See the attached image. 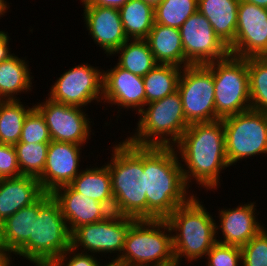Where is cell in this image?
<instances>
[{
	"label": "cell",
	"mask_w": 267,
	"mask_h": 266,
	"mask_svg": "<svg viewBox=\"0 0 267 266\" xmlns=\"http://www.w3.org/2000/svg\"><path fill=\"white\" fill-rule=\"evenodd\" d=\"M178 92L189 124L219 120L215 109L212 69L207 64L183 67Z\"/></svg>",
	"instance_id": "cell-10"
},
{
	"label": "cell",
	"mask_w": 267,
	"mask_h": 266,
	"mask_svg": "<svg viewBox=\"0 0 267 266\" xmlns=\"http://www.w3.org/2000/svg\"><path fill=\"white\" fill-rule=\"evenodd\" d=\"M28 62L17 55L0 62V100H20L16 95L32 88V74Z\"/></svg>",
	"instance_id": "cell-25"
},
{
	"label": "cell",
	"mask_w": 267,
	"mask_h": 266,
	"mask_svg": "<svg viewBox=\"0 0 267 266\" xmlns=\"http://www.w3.org/2000/svg\"><path fill=\"white\" fill-rule=\"evenodd\" d=\"M26 107V108H25ZM34 108L24 106L20 100H0V143L15 145L19 142L23 122Z\"/></svg>",
	"instance_id": "cell-30"
},
{
	"label": "cell",
	"mask_w": 267,
	"mask_h": 266,
	"mask_svg": "<svg viewBox=\"0 0 267 266\" xmlns=\"http://www.w3.org/2000/svg\"><path fill=\"white\" fill-rule=\"evenodd\" d=\"M21 176L14 145L0 143V179Z\"/></svg>",
	"instance_id": "cell-39"
},
{
	"label": "cell",
	"mask_w": 267,
	"mask_h": 266,
	"mask_svg": "<svg viewBox=\"0 0 267 266\" xmlns=\"http://www.w3.org/2000/svg\"><path fill=\"white\" fill-rule=\"evenodd\" d=\"M123 30L128 39H146L155 23L154 7L143 0H129L120 9Z\"/></svg>",
	"instance_id": "cell-26"
},
{
	"label": "cell",
	"mask_w": 267,
	"mask_h": 266,
	"mask_svg": "<svg viewBox=\"0 0 267 266\" xmlns=\"http://www.w3.org/2000/svg\"><path fill=\"white\" fill-rule=\"evenodd\" d=\"M98 68L82 63L66 70L50 87L49 98L81 108L93 100L100 102L103 97V70Z\"/></svg>",
	"instance_id": "cell-11"
},
{
	"label": "cell",
	"mask_w": 267,
	"mask_h": 266,
	"mask_svg": "<svg viewBox=\"0 0 267 266\" xmlns=\"http://www.w3.org/2000/svg\"><path fill=\"white\" fill-rule=\"evenodd\" d=\"M48 126L42 114L34 107L25 117L19 142L50 143Z\"/></svg>",
	"instance_id": "cell-34"
},
{
	"label": "cell",
	"mask_w": 267,
	"mask_h": 266,
	"mask_svg": "<svg viewBox=\"0 0 267 266\" xmlns=\"http://www.w3.org/2000/svg\"><path fill=\"white\" fill-rule=\"evenodd\" d=\"M228 49L241 58L267 56V9L239 1L235 39Z\"/></svg>",
	"instance_id": "cell-15"
},
{
	"label": "cell",
	"mask_w": 267,
	"mask_h": 266,
	"mask_svg": "<svg viewBox=\"0 0 267 266\" xmlns=\"http://www.w3.org/2000/svg\"><path fill=\"white\" fill-rule=\"evenodd\" d=\"M51 195L58 202L71 233L81 225L100 221V202L74 191L69 185L55 189Z\"/></svg>",
	"instance_id": "cell-21"
},
{
	"label": "cell",
	"mask_w": 267,
	"mask_h": 266,
	"mask_svg": "<svg viewBox=\"0 0 267 266\" xmlns=\"http://www.w3.org/2000/svg\"><path fill=\"white\" fill-rule=\"evenodd\" d=\"M83 6H101L120 9L129 0H81Z\"/></svg>",
	"instance_id": "cell-40"
},
{
	"label": "cell",
	"mask_w": 267,
	"mask_h": 266,
	"mask_svg": "<svg viewBox=\"0 0 267 266\" xmlns=\"http://www.w3.org/2000/svg\"><path fill=\"white\" fill-rule=\"evenodd\" d=\"M207 266H242L241 247L216 242L208 251Z\"/></svg>",
	"instance_id": "cell-36"
},
{
	"label": "cell",
	"mask_w": 267,
	"mask_h": 266,
	"mask_svg": "<svg viewBox=\"0 0 267 266\" xmlns=\"http://www.w3.org/2000/svg\"><path fill=\"white\" fill-rule=\"evenodd\" d=\"M155 23L180 28L196 11L198 0H162L155 8Z\"/></svg>",
	"instance_id": "cell-32"
},
{
	"label": "cell",
	"mask_w": 267,
	"mask_h": 266,
	"mask_svg": "<svg viewBox=\"0 0 267 266\" xmlns=\"http://www.w3.org/2000/svg\"><path fill=\"white\" fill-rule=\"evenodd\" d=\"M137 220L130 217L126 221L101 220L81 225L71 233V247L78 251L81 248V252L86 251L90 254L116 253L117 257L111 260V262H116L123 251L127 234Z\"/></svg>",
	"instance_id": "cell-14"
},
{
	"label": "cell",
	"mask_w": 267,
	"mask_h": 266,
	"mask_svg": "<svg viewBox=\"0 0 267 266\" xmlns=\"http://www.w3.org/2000/svg\"><path fill=\"white\" fill-rule=\"evenodd\" d=\"M84 22L88 35L104 50L107 56L120 48L127 40L119 9L101 6H83ZM109 54V55H108Z\"/></svg>",
	"instance_id": "cell-18"
},
{
	"label": "cell",
	"mask_w": 267,
	"mask_h": 266,
	"mask_svg": "<svg viewBox=\"0 0 267 266\" xmlns=\"http://www.w3.org/2000/svg\"><path fill=\"white\" fill-rule=\"evenodd\" d=\"M8 32L0 31V62L9 59L14 53L11 54L9 48V36Z\"/></svg>",
	"instance_id": "cell-41"
},
{
	"label": "cell",
	"mask_w": 267,
	"mask_h": 266,
	"mask_svg": "<svg viewBox=\"0 0 267 266\" xmlns=\"http://www.w3.org/2000/svg\"><path fill=\"white\" fill-rule=\"evenodd\" d=\"M254 203L250 201L233 209L219 210L218 217L221 223H216L215 226L217 242L242 247L264 228L256 218L258 216H256L257 209ZM218 229L222 231L223 240L217 239Z\"/></svg>",
	"instance_id": "cell-19"
},
{
	"label": "cell",
	"mask_w": 267,
	"mask_h": 266,
	"mask_svg": "<svg viewBox=\"0 0 267 266\" xmlns=\"http://www.w3.org/2000/svg\"><path fill=\"white\" fill-rule=\"evenodd\" d=\"M174 147L143 146L147 219H166L194 194L187 193Z\"/></svg>",
	"instance_id": "cell-2"
},
{
	"label": "cell",
	"mask_w": 267,
	"mask_h": 266,
	"mask_svg": "<svg viewBox=\"0 0 267 266\" xmlns=\"http://www.w3.org/2000/svg\"><path fill=\"white\" fill-rule=\"evenodd\" d=\"M112 149L111 161L106 164L111 174L112 194L120 199L129 217L147 219L143 146L125 139Z\"/></svg>",
	"instance_id": "cell-5"
},
{
	"label": "cell",
	"mask_w": 267,
	"mask_h": 266,
	"mask_svg": "<svg viewBox=\"0 0 267 266\" xmlns=\"http://www.w3.org/2000/svg\"><path fill=\"white\" fill-rule=\"evenodd\" d=\"M81 147L82 145L60 141L49 143L45 167L38 178L45 193L69 185L79 175Z\"/></svg>",
	"instance_id": "cell-16"
},
{
	"label": "cell",
	"mask_w": 267,
	"mask_h": 266,
	"mask_svg": "<svg viewBox=\"0 0 267 266\" xmlns=\"http://www.w3.org/2000/svg\"><path fill=\"white\" fill-rule=\"evenodd\" d=\"M137 128L126 140L136 146L174 147L189 127L180 93L168 95L145 105Z\"/></svg>",
	"instance_id": "cell-6"
},
{
	"label": "cell",
	"mask_w": 267,
	"mask_h": 266,
	"mask_svg": "<svg viewBox=\"0 0 267 266\" xmlns=\"http://www.w3.org/2000/svg\"><path fill=\"white\" fill-rule=\"evenodd\" d=\"M185 66L205 65L226 58L228 47L219 39L207 18L196 11L179 28Z\"/></svg>",
	"instance_id": "cell-12"
},
{
	"label": "cell",
	"mask_w": 267,
	"mask_h": 266,
	"mask_svg": "<svg viewBox=\"0 0 267 266\" xmlns=\"http://www.w3.org/2000/svg\"><path fill=\"white\" fill-rule=\"evenodd\" d=\"M114 266H131V265H126V264H121L118 262H114Z\"/></svg>",
	"instance_id": "cell-46"
},
{
	"label": "cell",
	"mask_w": 267,
	"mask_h": 266,
	"mask_svg": "<svg viewBox=\"0 0 267 266\" xmlns=\"http://www.w3.org/2000/svg\"><path fill=\"white\" fill-rule=\"evenodd\" d=\"M97 259L94 254L77 252L73 247H70L50 266H102Z\"/></svg>",
	"instance_id": "cell-38"
},
{
	"label": "cell",
	"mask_w": 267,
	"mask_h": 266,
	"mask_svg": "<svg viewBox=\"0 0 267 266\" xmlns=\"http://www.w3.org/2000/svg\"><path fill=\"white\" fill-rule=\"evenodd\" d=\"M146 3L152 5L154 8L162 2V0H143Z\"/></svg>",
	"instance_id": "cell-45"
},
{
	"label": "cell",
	"mask_w": 267,
	"mask_h": 266,
	"mask_svg": "<svg viewBox=\"0 0 267 266\" xmlns=\"http://www.w3.org/2000/svg\"><path fill=\"white\" fill-rule=\"evenodd\" d=\"M207 65L213 74L216 116L223 119L251 109L247 58L229 54Z\"/></svg>",
	"instance_id": "cell-8"
},
{
	"label": "cell",
	"mask_w": 267,
	"mask_h": 266,
	"mask_svg": "<svg viewBox=\"0 0 267 266\" xmlns=\"http://www.w3.org/2000/svg\"><path fill=\"white\" fill-rule=\"evenodd\" d=\"M76 192L101 202L112 194L111 174L107 165L81 170L69 184Z\"/></svg>",
	"instance_id": "cell-29"
},
{
	"label": "cell",
	"mask_w": 267,
	"mask_h": 266,
	"mask_svg": "<svg viewBox=\"0 0 267 266\" xmlns=\"http://www.w3.org/2000/svg\"><path fill=\"white\" fill-rule=\"evenodd\" d=\"M46 98L34 107L44 117L51 140L82 146L88 143L87 140L91 138V123L83 108Z\"/></svg>",
	"instance_id": "cell-13"
},
{
	"label": "cell",
	"mask_w": 267,
	"mask_h": 266,
	"mask_svg": "<svg viewBox=\"0 0 267 266\" xmlns=\"http://www.w3.org/2000/svg\"><path fill=\"white\" fill-rule=\"evenodd\" d=\"M230 166L244 158L267 154V114L249 109L222 119ZM250 156V157H249Z\"/></svg>",
	"instance_id": "cell-9"
},
{
	"label": "cell",
	"mask_w": 267,
	"mask_h": 266,
	"mask_svg": "<svg viewBox=\"0 0 267 266\" xmlns=\"http://www.w3.org/2000/svg\"><path fill=\"white\" fill-rule=\"evenodd\" d=\"M181 73V67L169 64H157L143 77L145 105L178 91Z\"/></svg>",
	"instance_id": "cell-28"
},
{
	"label": "cell",
	"mask_w": 267,
	"mask_h": 266,
	"mask_svg": "<svg viewBox=\"0 0 267 266\" xmlns=\"http://www.w3.org/2000/svg\"><path fill=\"white\" fill-rule=\"evenodd\" d=\"M106 264H107V265H105V264L103 265V264H102V266H114V262H109V263H106Z\"/></svg>",
	"instance_id": "cell-47"
},
{
	"label": "cell",
	"mask_w": 267,
	"mask_h": 266,
	"mask_svg": "<svg viewBox=\"0 0 267 266\" xmlns=\"http://www.w3.org/2000/svg\"><path fill=\"white\" fill-rule=\"evenodd\" d=\"M38 200L23 207L0 224V245L12 254L33 237L34 220L37 219Z\"/></svg>",
	"instance_id": "cell-24"
},
{
	"label": "cell",
	"mask_w": 267,
	"mask_h": 266,
	"mask_svg": "<svg viewBox=\"0 0 267 266\" xmlns=\"http://www.w3.org/2000/svg\"><path fill=\"white\" fill-rule=\"evenodd\" d=\"M146 40L157 64L185 67L184 50L178 28L154 23Z\"/></svg>",
	"instance_id": "cell-23"
},
{
	"label": "cell",
	"mask_w": 267,
	"mask_h": 266,
	"mask_svg": "<svg viewBox=\"0 0 267 266\" xmlns=\"http://www.w3.org/2000/svg\"><path fill=\"white\" fill-rule=\"evenodd\" d=\"M172 234L166 219L137 220L116 262L131 266H176Z\"/></svg>",
	"instance_id": "cell-7"
},
{
	"label": "cell",
	"mask_w": 267,
	"mask_h": 266,
	"mask_svg": "<svg viewBox=\"0 0 267 266\" xmlns=\"http://www.w3.org/2000/svg\"><path fill=\"white\" fill-rule=\"evenodd\" d=\"M49 143H22L14 145L21 175L39 178L44 170Z\"/></svg>",
	"instance_id": "cell-33"
},
{
	"label": "cell",
	"mask_w": 267,
	"mask_h": 266,
	"mask_svg": "<svg viewBox=\"0 0 267 266\" xmlns=\"http://www.w3.org/2000/svg\"><path fill=\"white\" fill-rule=\"evenodd\" d=\"M240 0H198V11L211 23L215 34L229 47L235 39Z\"/></svg>",
	"instance_id": "cell-22"
},
{
	"label": "cell",
	"mask_w": 267,
	"mask_h": 266,
	"mask_svg": "<svg viewBox=\"0 0 267 266\" xmlns=\"http://www.w3.org/2000/svg\"><path fill=\"white\" fill-rule=\"evenodd\" d=\"M10 256H13L11 255V252L7 251L0 245V266H11L13 260Z\"/></svg>",
	"instance_id": "cell-42"
},
{
	"label": "cell",
	"mask_w": 267,
	"mask_h": 266,
	"mask_svg": "<svg viewBox=\"0 0 267 266\" xmlns=\"http://www.w3.org/2000/svg\"><path fill=\"white\" fill-rule=\"evenodd\" d=\"M242 266H267V228L241 247Z\"/></svg>",
	"instance_id": "cell-35"
},
{
	"label": "cell",
	"mask_w": 267,
	"mask_h": 266,
	"mask_svg": "<svg viewBox=\"0 0 267 266\" xmlns=\"http://www.w3.org/2000/svg\"><path fill=\"white\" fill-rule=\"evenodd\" d=\"M198 199L193 195L166 218L175 232L172 241L176 266L182 258L190 262L201 259L217 242L216 221Z\"/></svg>",
	"instance_id": "cell-3"
},
{
	"label": "cell",
	"mask_w": 267,
	"mask_h": 266,
	"mask_svg": "<svg viewBox=\"0 0 267 266\" xmlns=\"http://www.w3.org/2000/svg\"><path fill=\"white\" fill-rule=\"evenodd\" d=\"M102 100L118 109H134L140 112L145 107V87L143 77L135 75L119 67L107 71L103 70V97ZM121 107V108H119Z\"/></svg>",
	"instance_id": "cell-17"
},
{
	"label": "cell",
	"mask_w": 267,
	"mask_h": 266,
	"mask_svg": "<svg viewBox=\"0 0 267 266\" xmlns=\"http://www.w3.org/2000/svg\"><path fill=\"white\" fill-rule=\"evenodd\" d=\"M71 247V232L51 193L38 199V214L34 220L33 237L14 253L34 266H50Z\"/></svg>",
	"instance_id": "cell-4"
},
{
	"label": "cell",
	"mask_w": 267,
	"mask_h": 266,
	"mask_svg": "<svg viewBox=\"0 0 267 266\" xmlns=\"http://www.w3.org/2000/svg\"><path fill=\"white\" fill-rule=\"evenodd\" d=\"M251 109L267 114V56L247 58Z\"/></svg>",
	"instance_id": "cell-31"
},
{
	"label": "cell",
	"mask_w": 267,
	"mask_h": 266,
	"mask_svg": "<svg viewBox=\"0 0 267 266\" xmlns=\"http://www.w3.org/2000/svg\"><path fill=\"white\" fill-rule=\"evenodd\" d=\"M174 146L180 154L178 157L182 158L179 161L184 162L180 165L185 184L190 187L193 179L206 190H216L221 171L230 166L222 119L190 124Z\"/></svg>",
	"instance_id": "cell-1"
},
{
	"label": "cell",
	"mask_w": 267,
	"mask_h": 266,
	"mask_svg": "<svg viewBox=\"0 0 267 266\" xmlns=\"http://www.w3.org/2000/svg\"><path fill=\"white\" fill-rule=\"evenodd\" d=\"M9 9L6 0H0V17L4 15V13H7V10Z\"/></svg>",
	"instance_id": "cell-44"
},
{
	"label": "cell",
	"mask_w": 267,
	"mask_h": 266,
	"mask_svg": "<svg viewBox=\"0 0 267 266\" xmlns=\"http://www.w3.org/2000/svg\"><path fill=\"white\" fill-rule=\"evenodd\" d=\"M118 53L119 61L116 64L141 77L157 65L146 39H128L113 55Z\"/></svg>",
	"instance_id": "cell-27"
},
{
	"label": "cell",
	"mask_w": 267,
	"mask_h": 266,
	"mask_svg": "<svg viewBox=\"0 0 267 266\" xmlns=\"http://www.w3.org/2000/svg\"><path fill=\"white\" fill-rule=\"evenodd\" d=\"M45 192L38 178L18 176L0 179V224L23 207L36 202Z\"/></svg>",
	"instance_id": "cell-20"
},
{
	"label": "cell",
	"mask_w": 267,
	"mask_h": 266,
	"mask_svg": "<svg viewBox=\"0 0 267 266\" xmlns=\"http://www.w3.org/2000/svg\"><path fill=\"white\" fill-rule=\"evenodd\" d=\"M243 1H246L248 3L267 9V0H243Z\"/></svg>",
	"instance_id": "cell-43"
},
{
	"label": "cell",
	"mask_w": 267,
	"mask_h": 266,
	"mask_svg": "<svg viewBox=\"0 0 267 266\" xmlns=\"http://www.w3.org/2000/svg\"><path fill=\"white\" fill-rule=\"evenodd\" d=\"M100 221H126L130 217L124 211L120 199L111 194L99 203Z\"/></svg>",
	"instance_id": "cell-37"
}]
</instances>
